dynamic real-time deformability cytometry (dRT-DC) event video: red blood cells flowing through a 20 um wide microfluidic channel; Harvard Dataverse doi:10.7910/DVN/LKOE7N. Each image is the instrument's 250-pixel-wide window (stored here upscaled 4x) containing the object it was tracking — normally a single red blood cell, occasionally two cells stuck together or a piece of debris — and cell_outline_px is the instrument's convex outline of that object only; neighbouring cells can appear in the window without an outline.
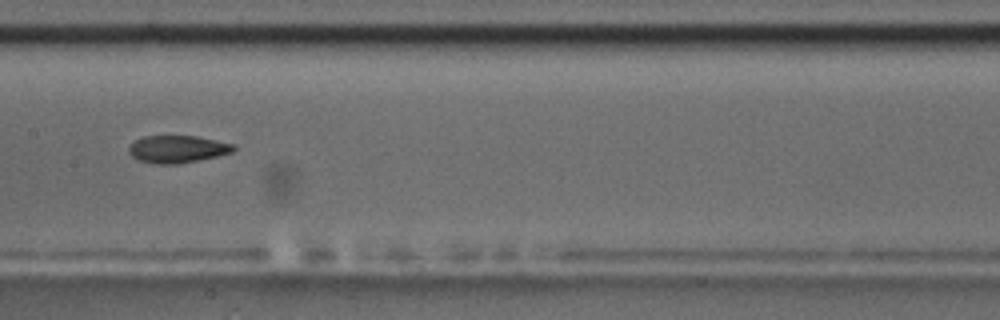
{"species": "common noctule bat (a hibernating species)", "species_latin": "Nyctalus noctula", "temperature_condition": "room temperature", "stored_images_in_passage": 11, "camera_frame_rate_fps": 3000, "um_per_image_px": 0.085, "animal": {"sex": "male", "body_mass_g": 17.5, "forearm_length_mm": 52.3}, "frame": {"image": 1, "passage_image": 8, "time_ms": 9.0, "image_size_px": [1000, 320], "cell_outline_px": [[236, 148], [232, 152], [216, 156], [176, 164], [156, 164], [140, 160], [132, 156], [128, 152], [128, 148], [136, 140], [144, 136], [196, 136], [236, 144]], "centroid_in_image_um": [15.09, 12.67], "position_along_channel_um": 192.3, "area_um2": 16.53}}